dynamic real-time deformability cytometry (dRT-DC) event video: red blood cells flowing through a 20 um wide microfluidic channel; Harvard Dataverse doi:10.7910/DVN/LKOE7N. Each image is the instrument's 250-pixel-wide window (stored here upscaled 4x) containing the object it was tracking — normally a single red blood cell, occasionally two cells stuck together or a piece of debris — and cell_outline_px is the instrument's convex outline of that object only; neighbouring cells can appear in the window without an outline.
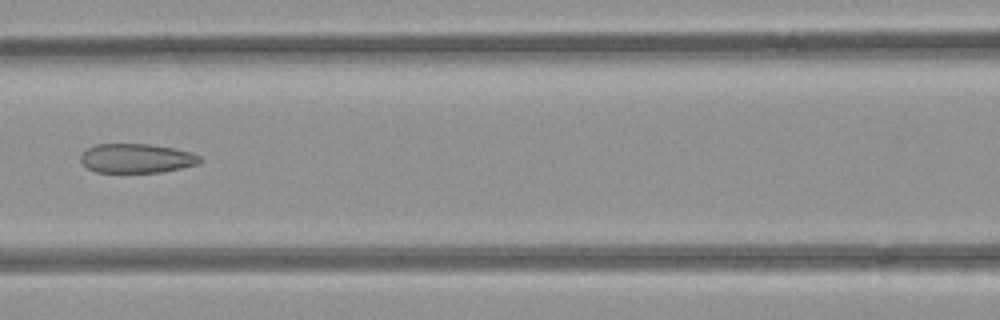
{"species": "common noctule bat (a hibernating species)", "species_latin": "Nyctalus noctula", "temperature_condition": "room temperature", "stored_images_in_passage": 6, "camera_frame_rate_fps": 3000, "um_per_image_px": 0.085, "animal": {"sex": "female", "body_mass_g": 21.9}, "frame": {"image": 1, "passage_image": 6, "time_ms": 1.667, "image_size_px": [1000, 320], "cell_outline_px": [[204, 160], [200, 164], [160, 172], [96, 172], [88, 168], [80, 160], [80, 156], [88, 148], [96, 144], [148, 144], [172, 148], [192, 152], [200, 156]], "centroid_in_image_um": [11.64, 13.46], "position_along_channel_um": 155.0, "area_um2": 20.29}}